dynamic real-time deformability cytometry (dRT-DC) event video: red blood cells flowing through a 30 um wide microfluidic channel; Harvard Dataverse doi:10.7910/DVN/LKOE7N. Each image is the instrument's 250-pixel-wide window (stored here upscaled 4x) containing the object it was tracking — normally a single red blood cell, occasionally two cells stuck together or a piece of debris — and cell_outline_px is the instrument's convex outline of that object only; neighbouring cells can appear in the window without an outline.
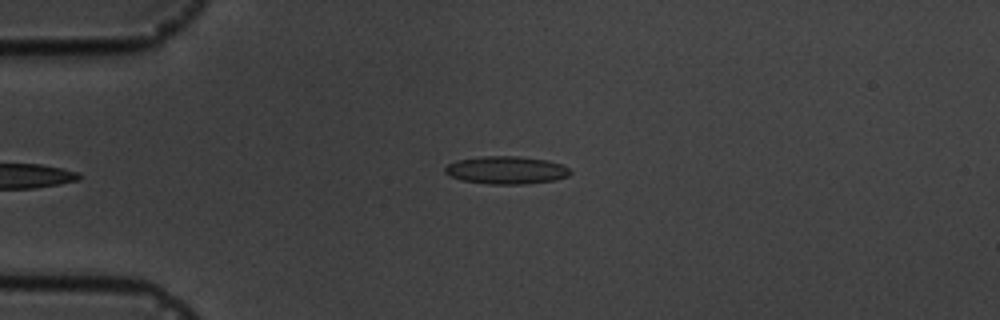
{"species": "common noctule bat (a hibernating species)", "species_latin": "Nyctalus noctula", "temperature_condition": "cold", "stored_images_in_passage": 5, "camera_frame_rate_fps": 3000, "um_per_image_px": 0.085, "animal": {"sex": "male", "body_mass_g": 19.5, "forearm_length_mm": 54.6}, "frame": {"image": 1, "passage_image": 5, "time_ms": 4.667, "image_size_px": [1000, 320], "cell_outline_px": [[572, 172], [568, 176], [556, 180], [524, 184], [488, 184], [460, 180], [448, 176], [444, 172], [444, 168], [448, 164], [456, 160], [484, 156], [516, 156], [548, 160], [564, 164]], "centroid_in_image_um": [43.03, 14.46], "position_along_channel_um": 42.0, "area_um2": 20.52}}